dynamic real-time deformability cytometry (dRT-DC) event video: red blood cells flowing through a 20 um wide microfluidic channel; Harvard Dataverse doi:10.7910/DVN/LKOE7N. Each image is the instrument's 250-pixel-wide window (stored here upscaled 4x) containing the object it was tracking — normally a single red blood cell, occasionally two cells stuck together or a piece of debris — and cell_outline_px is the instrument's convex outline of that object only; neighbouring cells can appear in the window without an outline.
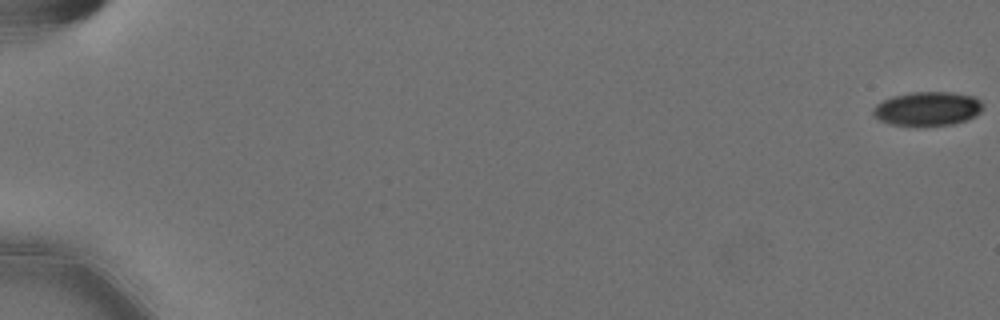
{"species": "Egyptian fruit bat (a non-hibernating species)", "species_latin": "Rousettus aegyptiacus", "temperature_condition": "cold", "stored_images_in_passage": 59, "camera_frame_rate_fps": 3000, "um_per_image_px": 0.085, "animal": {"sex": "female"}, "frame": {"image": 1, "passage_image": 1, "time_ms": 0.0, "image_size_px": [1000, 320], "cell_outline_px": [[984, 108], [976, 116], [968, 120], [952, 124], [924, 128], [912, 128], [888, 124], [872, 116], [872, 108], [876, 104], [892, 96], [912, 92], [952, 92], [976, 96], [984, 104]], "centroid_in_image_um": [78.84, 9.28], "position_along_channel_um": 6.2, "area_um2": 22.83}}
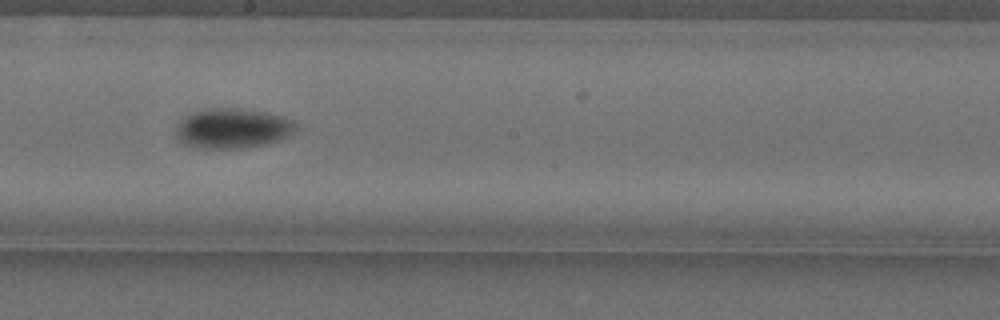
{"frame": {"image": 2, "passage_image": 35, "time_ms": 11.333, "image_size_px": [1000, 320], "cell_outline_px": [[296, 128], [288, 136], [280, 140], [248, 148], [196, 148], [184, 144], [176, 136], [176, 124], [184, 116], [192, 112], [208, 108], [240, 108], [268, 112], [284, 116], [292, 120], [296, 124]], "centroid_in_image_um": [19.75, 10.9], "position_along_channel_um": 228.4, "area_um2": 28.26}}
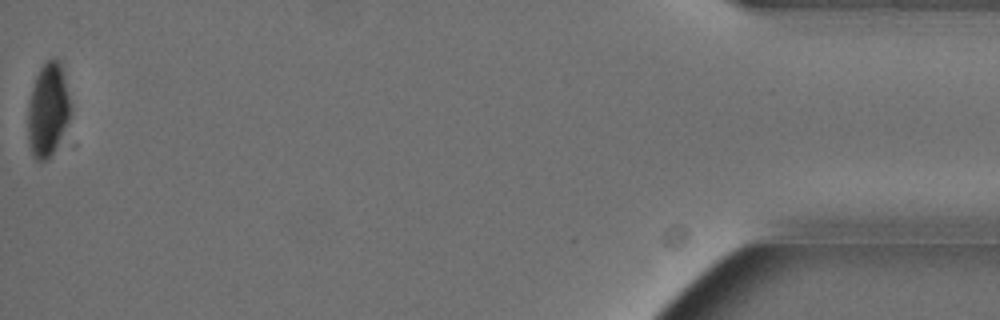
{"frame": {"image": 3, "passage_image": 59, "time_ms": 19.333, "image_size_px": [1000, 320], "cell_outline_px": [[68, 124], [52, 152], [44, 160], [36, 160], [28, 144], [28, 104], [32, 88], [36, 76], [40, 68], [52, 56], [56, 56], [60, 64], [68, 96]], "centroid_in_image_um": [4.03, 9.32], "position_along_channel_um": 431.2, "area_um2": 22.43}, "authors_computed_cell_mechanics": {"area_um2": 25.3164, "velocity_mm_per_s": 3.5785, "shape_relaxation_time_tau1_ms": 4.726, "shape_relaxation_time_tau2_ms": null, "deformation_change_tau1": 0.129, "deformation_change_tau2": null}}